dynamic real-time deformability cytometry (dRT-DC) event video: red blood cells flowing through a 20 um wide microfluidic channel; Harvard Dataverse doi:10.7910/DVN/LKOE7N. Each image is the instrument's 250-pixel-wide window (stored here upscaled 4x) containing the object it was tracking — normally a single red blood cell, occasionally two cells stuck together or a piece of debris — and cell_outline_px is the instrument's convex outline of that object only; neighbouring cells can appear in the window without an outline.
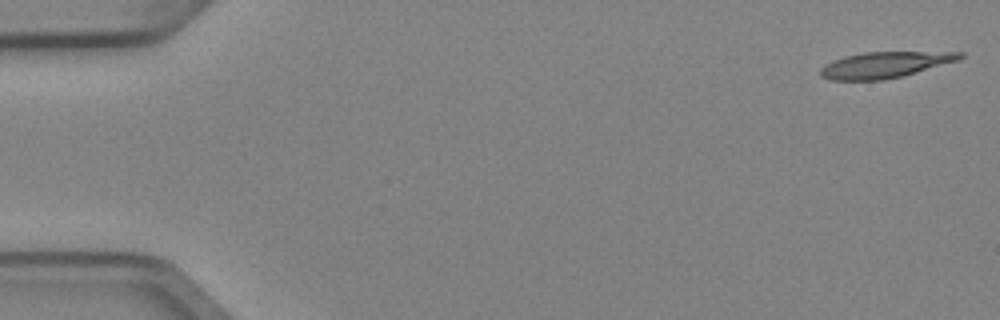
{"species": "Egyptian fruit bat (a non-hibernating species)", "species_latin": "Rousettus aegyptiacus", "temperature_condition": "cold", "stored_images_in_passage": 4, "camera_frame_rate_fps": 3000, "um_per_image_px": 0.085, "animal": {"sex": "female"}, "frame": {"image": 1, "passage_image": 1, "time_ms": 0.0, "image_size_px": [1000, 320], "cell_outline_px": [[964, 56], [960, 60], [900, 76], [880, 80], [832, 80], [820, 76], [820, 68], [824, 64], [832, 60], [844, 56], [864, 52], [964, 52]], "centroid_in_image_um": [75.18, 5.5], "position_along_channel_um": 9.8, "area_um2": 21.04}}